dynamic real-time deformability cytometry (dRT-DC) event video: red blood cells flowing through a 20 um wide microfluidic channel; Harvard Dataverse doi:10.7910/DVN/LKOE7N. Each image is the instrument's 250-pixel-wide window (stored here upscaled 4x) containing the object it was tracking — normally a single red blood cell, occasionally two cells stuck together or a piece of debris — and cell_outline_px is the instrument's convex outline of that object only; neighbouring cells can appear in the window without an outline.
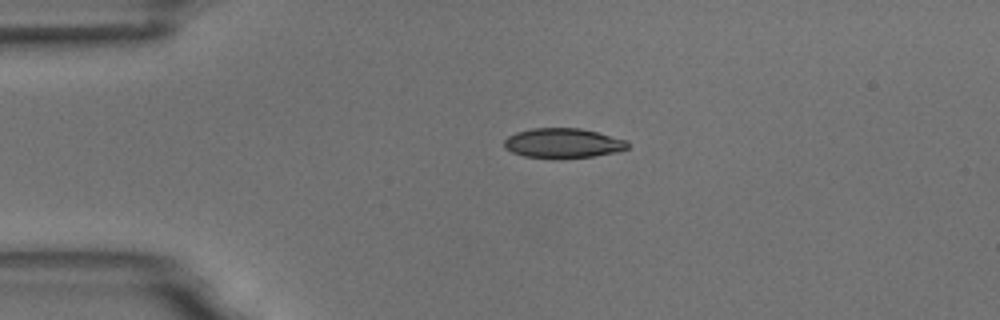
{"species": "common noctule bat (a hibernating species)", "species_latin": "Nyctalus noctula", "temperature_condition": "room temperature", "stored_images_in_passage": 2, "camera_frame_rate_fps": 3000, "um_per_image_px": 0.085, "animal": {"sex": "male", "body_mass_g": 18.8}, "frame": {"image": 1, "passage_image": 1, "time_ms": 0.0, "image_size_px": [1000, 320], "cell_outline_px": [[628, 148], [620, 152], [592, 156], [524, 156], [512, 152], [504, 148], [504, 140], [508, 136], [516, 132], [532, 128], [580, 128], [628, 140]], "centroid_in_image_um": [47.87, 12.13], "position_along_channel_um": 37.1, "area_um2": 20.87}}